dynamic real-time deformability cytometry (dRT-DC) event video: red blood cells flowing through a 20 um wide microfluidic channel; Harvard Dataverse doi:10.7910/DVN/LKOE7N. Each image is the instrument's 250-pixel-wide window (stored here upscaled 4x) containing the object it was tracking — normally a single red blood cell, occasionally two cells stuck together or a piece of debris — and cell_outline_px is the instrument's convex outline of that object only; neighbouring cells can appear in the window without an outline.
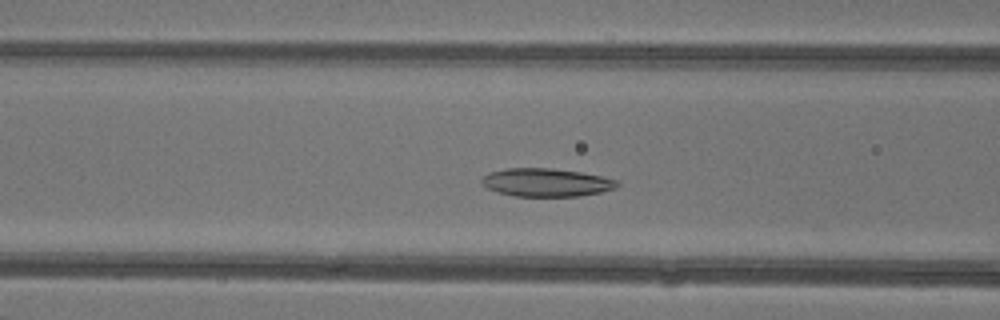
{"species": "common noctule bat (a hibernating species)", "species_latin": "Nyctalus noctula", "temperature_condition": "warm", "stored_images_in_passage": 45, "camera_frame_rate_fps": 3000, "um_per_image_px": 0.085, "animal": {"sex": "female"}, "frame": {"image": 1, "passage_image": 16, "time_ms": 5.0, "image_size_px": [1000, 320], "cell_outline_px": [[620, 184], [616, 188], [600, 192], [580, 196], [516, 196], [496, 192], [480, 184], [480, 180], [488, 172], [508, 168], [548, 168], [580, 172], [600, 176], [616, 180]], "centroid_in_image_um": [46.39, 15.51], "position_along_channel_um": 120.2, "area_um2": 22.2}}
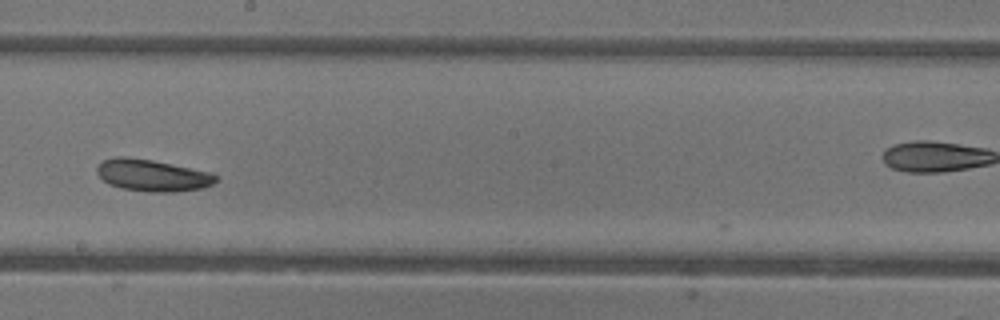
{"frame": {"image": 2, "passage_image": 24, "time_ms": 7.667, "image_size_px": [1000, 320], "cell_outline_px": [[216, 180], [212, 184], [204, 188], [176, 192], [148, 192], [120, 188], [108, 184], [96, 172], [96, 168], [104, 160], [116, 156], [124, 156], [152, 160], [212, 172], [216, 176]], "centroid_in_image_um": [12.95, 14.91], "position_along_channel_um": 235.2, "area_um2": 22.14}}
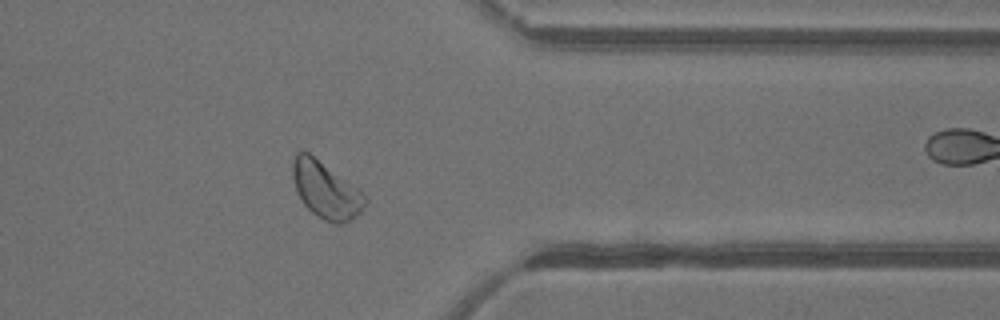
{"frame": {"image": 3, "passage_image": 35, "time_ms": 11.333, "image_size_px": [1000, 320], "cell_outline_px": [[368, 200], [364, 208], [352, 220], [344, 224], [336, 224], [324, 220], [316, 216], [304, 204], [296, 192], [292, 176], [292, 164], [296, 152], [308, 152], [352, 184]], "centroid_in_image_um": [27.68, 16.19], "position_along_channel_um": 383.7, "area_um2": 23.7}, "authors_computed_cell_mechanics": {"area_um2": 23.698, "velocity_mm_per_s": 4.3209, "shape_relaxation_time_tau1_ms": 2.7418, "shape_relaxation_time_tau2_ms": null, "deformation_change_tau1": 0.0757, "deformation_change_tau2": null}}